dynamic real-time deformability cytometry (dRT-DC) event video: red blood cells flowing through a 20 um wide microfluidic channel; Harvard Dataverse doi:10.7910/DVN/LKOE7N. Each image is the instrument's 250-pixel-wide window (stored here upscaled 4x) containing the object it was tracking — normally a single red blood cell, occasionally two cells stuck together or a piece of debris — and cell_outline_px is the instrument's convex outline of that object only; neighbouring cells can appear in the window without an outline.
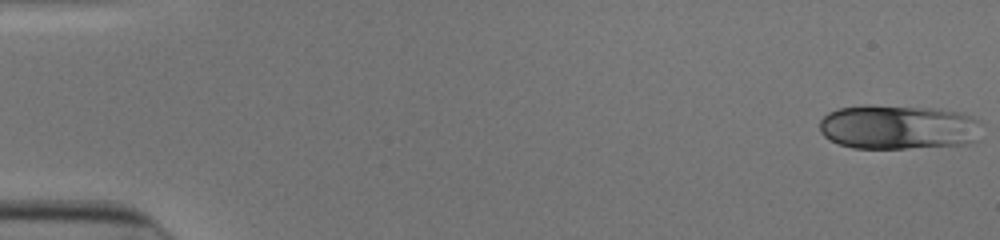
{"species": "human", "species_latin": "Homo sapiens", "temperature_condition": "cold", "stored_images_in_passage": 52, "camera_frame_rate_fps": 3000, "um_per_image_px": 0.085, "donor": {"sex": "male"}, "frame": {"image": 1, "passage_image": 1, "time_ms": 0.0, "image_size_px": [1000, 240], "cell_outline_px": [[980, 140], [968, 144], [904, 148], [852, 148], [840, 144], [824, 136], [820, 132], [820, 120], [828, 112], [840, 108], [864, 104], [868, 104], [940, 108], [960, 112], [980, 120]], "centroid_in_image_um": [76.39, 10.79], "position_along_channel_um": 8.6, "area_um2": 42.71}}
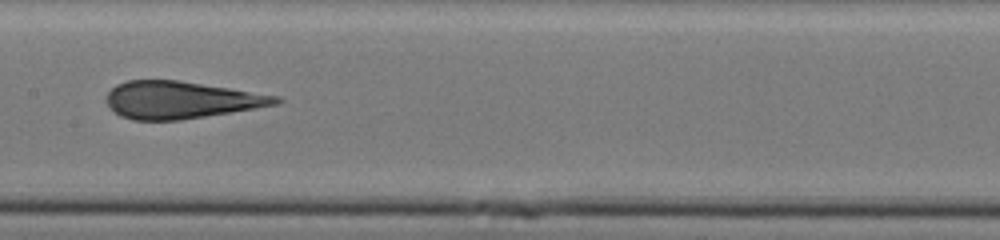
{"frame": {"image": 2, "passage_image": 27, "time_ms": 8.667, "image_size_px": [1000, 240], "cell_outline_px": [[284, 100], [276, 104], [180, 120], [132, 120], [120, 116], [108, 104], [108, 92], [116, 84], [128, 80], [180, 80], [280, 96]], "centroid_in_image_um": [15.36, 8.48], "position_along_channel_um": 192.0, "area_um2": 36.3}}
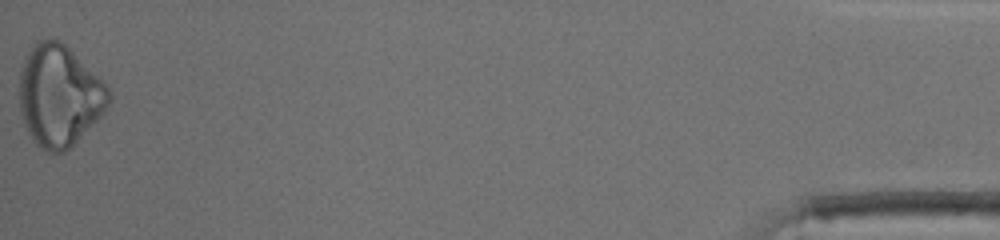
{"frame": {"image": 3, "passage_image": 52, "time_ms": 17.0, "image_size_px": [1000, 240], "cell_outline_px": [[112, 100], [100, 116], [64, 152], [48, 152], [40, 148], [32, 140], [24, 124], [20, 112], [20, 68], [24, 56], [36, 40], [60, 40], [112, 92]], "centroid_in_image_um": [4.99, 8.14], "position_along_channel_um": 430.2, "area_um2": 52.14}, "authors_computed_cell_mechanics": {"area_um2": 39.7086, "velocity_mm_per_s": 3.9476, "shape_relaxation_time_tau1_ms": 5.1369, "shape_relaxation_time_tau2_ms": 1.1341, "deformation_change_tau1": 0.1429, "deformation_change_tau2": 0.0516}}